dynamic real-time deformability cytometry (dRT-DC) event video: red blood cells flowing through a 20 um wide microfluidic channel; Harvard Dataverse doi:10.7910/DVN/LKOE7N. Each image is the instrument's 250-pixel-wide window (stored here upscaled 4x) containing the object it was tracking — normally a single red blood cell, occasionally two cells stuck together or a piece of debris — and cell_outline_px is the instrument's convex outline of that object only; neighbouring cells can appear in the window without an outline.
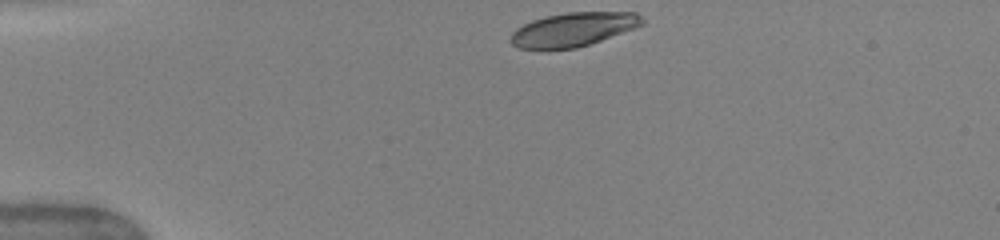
{"species": "human", "species_latin": "Homo sapiens", "temperature_condition": "warm", "stored_images_in_passage": 40, "camera_frame_rate_fps": 3000, "um_per_image_px": 0.085, "donor": {"sex": "female"}, "frame": {"image": 1, "passage_image": 1, "time_ms": 0.0, "image_size_px": [1000, 240], "cell_outline_px": [[644, 24], [600, 40], [576, 48], [520, 48], [512, 44], [512, 32], [516, 28], [532, 20], [544, 16], [568, 12], [636, 12], [644, 20]], "centroid_in_image_um": [48.73, 2.48], "position_along_channel_um": 36.3, "area_um2": 25.43}}
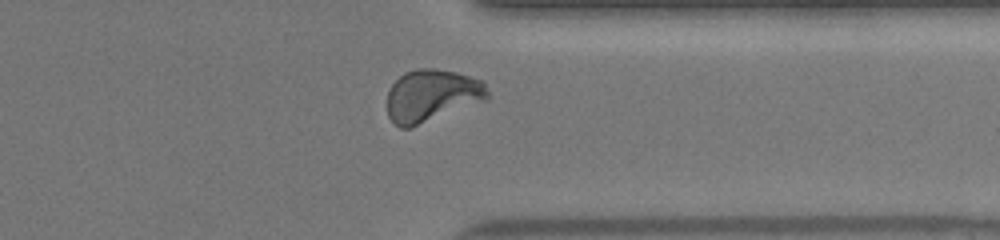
{"frame": {"image": 2, "passage_image": 30, "time_ms": 9.667, "image_size_px": [1000, 240], "cell_outline_px": [[488, 100], [412, 128], [400, 128], [388, 116], [388, 92], [392, 84], [404, 72], [416, 68], [436, 68], [456, 72], [484, 80], [488, 92]], "centroid_in_image_um": [36.74, 8.13], "position_along_channel_um": 374.7, "area_um2": 31.1}}
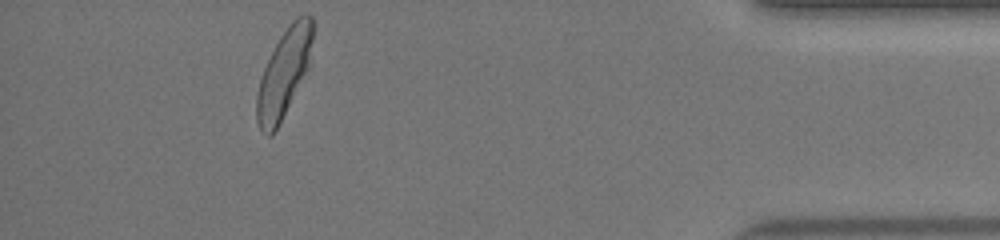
{"frame": {"image": 3, "passage_image": 36, "time_ms": 11.667, "image_size_px": [1000, 240], "cell_outline_px": [[312, 40], [308, 68], [272, 136], [268, 136], [260, 128], [256, 120], [256, 96], [260, 80], [264, 68], [280, 36], [288, 24], [296, 16], [304, 12], [308, 12], [312, 16]], "centroid_in_image_um": [24.13, 6.17], "position_along_channel_um": 411.1, "area_um2": 28.09}, "authors_computed_cell_mechanics": {"area_um2": 28.8133, "velocity_mm_per_s": 4.0459, "shape_relaxation_time_tau1_ms": 2.3656, "shape_relaxation_time_tau2_ms": null, "deformation_change_tau1": 0.1601, "deformation_change_tau2": null}}